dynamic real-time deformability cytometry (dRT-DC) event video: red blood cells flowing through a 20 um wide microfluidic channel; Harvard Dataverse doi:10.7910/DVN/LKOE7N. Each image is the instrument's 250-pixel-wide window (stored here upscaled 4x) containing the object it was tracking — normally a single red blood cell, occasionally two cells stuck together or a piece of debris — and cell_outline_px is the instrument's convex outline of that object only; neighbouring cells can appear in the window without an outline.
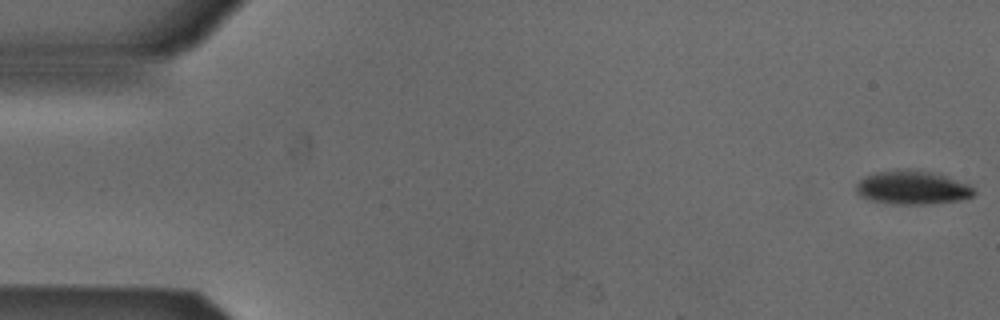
{"species": "Egyptian fruit bat (a non-hibernating species)", "species_latin": "Rousettus aegyptiacus", "temperature_condition": "cold", "stored_images_in_passage": 14, "camera_frame_rate_fps": 3000, "um_per_image_px": 0.085, "animal": {"sex": "male"}, "frame": {"image": 1, "passage_image": 1, "time_ms": 0.0, "image_size_px": [1000, 320], "cell_outline_px": [[976, 192], [972, 196], [960, 200], [920, 204], [896, 204], [872, 200], [860, 196], [856, 192], [856, 184], [864, 176], [872, 172], [896, 168], [920, 168], [940, 172], [968, 184], [976, 188]], "centroid_in_image_um": [77.57, 15.88], "position_along_channel_um": 7.4, "area_um2": 23.93}}
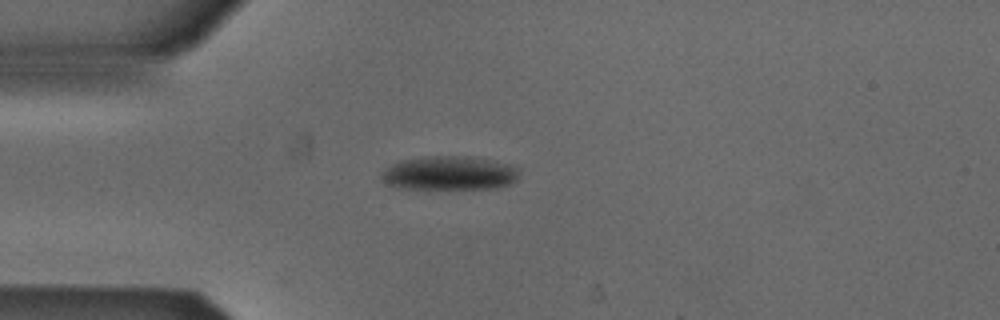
{"frame": {"image": 2, "passage_image": 14, "time_ms": 4.333, "image_size_px": [1000, 320], "cell_outline_px": [[520, 172], [516, 180], [508, 184], [496, 188], [404, 188], [384, 184], [380, 176], [380, 172], [392, 164], [400, 160], [424, 156], [472, 156], [512, 164], [520, 168]], "centroid_in_image_um": [38.2, 14.69], "position_along_channel_um": 46.8, "area_um2": 27.51}}